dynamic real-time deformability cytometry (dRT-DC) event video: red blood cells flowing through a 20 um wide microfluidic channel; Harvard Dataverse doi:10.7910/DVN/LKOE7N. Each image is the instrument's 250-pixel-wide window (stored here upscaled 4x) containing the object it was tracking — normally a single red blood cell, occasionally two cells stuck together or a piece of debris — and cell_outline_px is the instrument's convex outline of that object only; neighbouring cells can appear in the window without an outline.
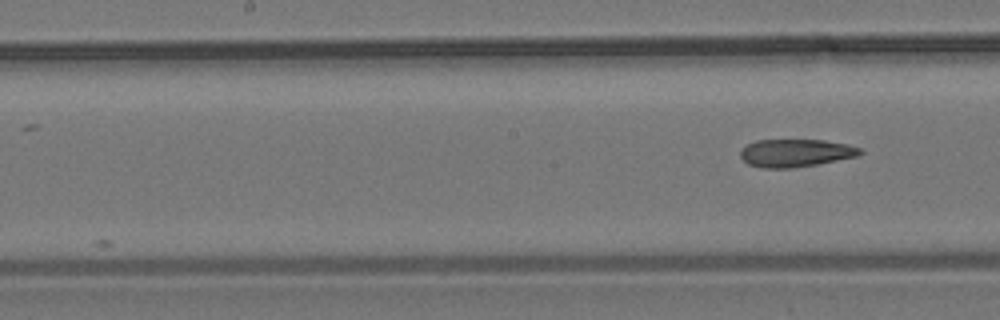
{"species": "common noctule bat (a hibernating species)", "species_latin": "Nyctalus noctula", "temperature_condition": "room temperature", "stored_images_in_passage": 10, "camera_frame_rate_fps": 3000, "um_per_image_px": 0.085, "animal": {"sex": "male", "body_mass_g": 19.2, "forearm_length_mm": 51.8}, "frame": {"image": 1, "passage_image": 10, "time_ms": 11.333, "image_size_px": [1000, 320], "cell_outline_px": [[864, 152], [856, 156], [816, 164], [788, 168], [764, 168], [748, 164], [740, 156], [740, 152], [748, 144], [756, 140], [824, 140], [848, 144], [860, 148]], "centroid_in_image_um": [67.63, 12.99], "position_along_channel_um": 180.6, "area_um2": 19.13}}